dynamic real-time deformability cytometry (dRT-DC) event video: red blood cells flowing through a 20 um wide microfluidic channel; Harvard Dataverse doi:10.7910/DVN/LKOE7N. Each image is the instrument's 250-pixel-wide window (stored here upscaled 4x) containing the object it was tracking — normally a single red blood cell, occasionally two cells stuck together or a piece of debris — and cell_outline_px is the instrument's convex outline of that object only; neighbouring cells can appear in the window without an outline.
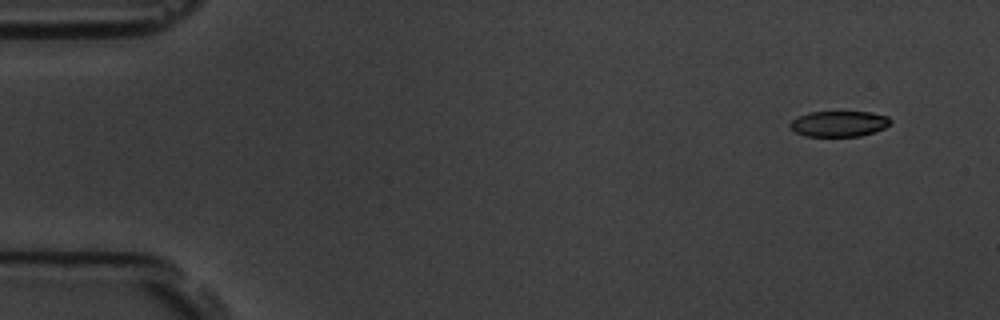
{"species": "common noctule bat (a hibernating species)", "species_latin": "Nyctalus noctula", "temperature_condition": "room temperature", "stored_images_in_passage": 8, "camera_frame_rate_fps": 3000, "um_per_image_px": 0.085, "animal": {"sex": "male", "body_mass_g": 19.5, "forearm_length_mm": 54.6}, "frame": {"image": 1, "passage_image": 2, "time_ms": 1.0, "image_size_px": [1000, 320], "cell_outline_px": [[892, 120], [884, 128], [860, 136], [804, 136], [796, 132], [788, 124], [792, 120], [808, 112], [872, 112], [888, 116]], "centroid_in_image_um": [71.31, 10.51], "position_along_channel_um": 13.7, "area_um2": 14.91}}
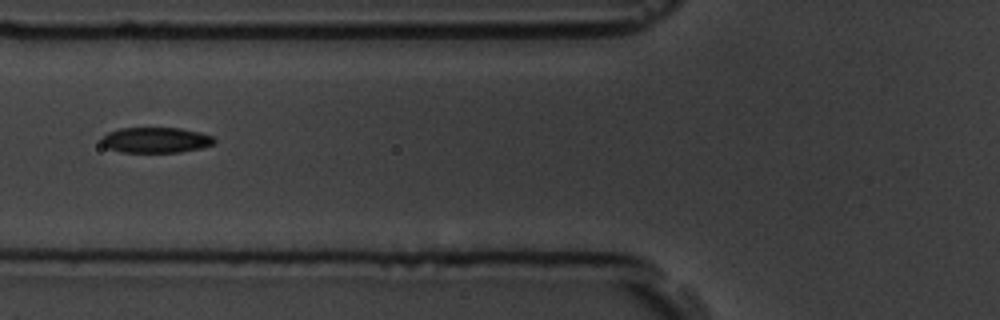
{"frame": {"image": 2, "passage_image": 6, "time_ms": 6.667, "image_size_px": [1000, 320], "cell_outline_px": [[216, 140], [212, 144], [200, 148], [180, 152], [120, 152], [108, 148], [100, 140], [108, 132], [120, 128], [180, 128], [200, 132], [212, 136]], "centroid_in_image_um": [13.24, 11.9], "position_along_channel_um": 112.6, "area_um2": 16.65}}
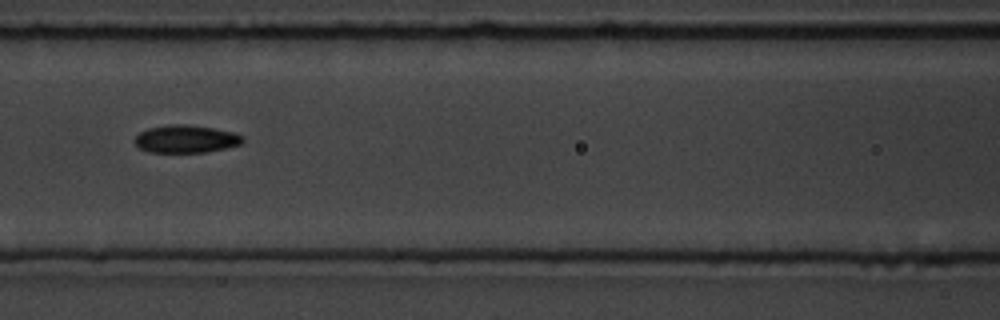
{"frame": {"image": 3, "passage_image": 7, "time_ms": 7.667, "image_size_px": [1000, 320], "cell_outline_px": [[244, 140], [240, 144], [224, 148], [204, 152], [148, 152], [140, 148], [132, 140], [140, 132], [148, 128], [168, 124], [188, 124], [212, 128], [232, 132], [244, 136]], "centroid_in_image_um": [15.77, 11.8], "position_along_channel_um": 150.8, "area_um2": 17.4}}